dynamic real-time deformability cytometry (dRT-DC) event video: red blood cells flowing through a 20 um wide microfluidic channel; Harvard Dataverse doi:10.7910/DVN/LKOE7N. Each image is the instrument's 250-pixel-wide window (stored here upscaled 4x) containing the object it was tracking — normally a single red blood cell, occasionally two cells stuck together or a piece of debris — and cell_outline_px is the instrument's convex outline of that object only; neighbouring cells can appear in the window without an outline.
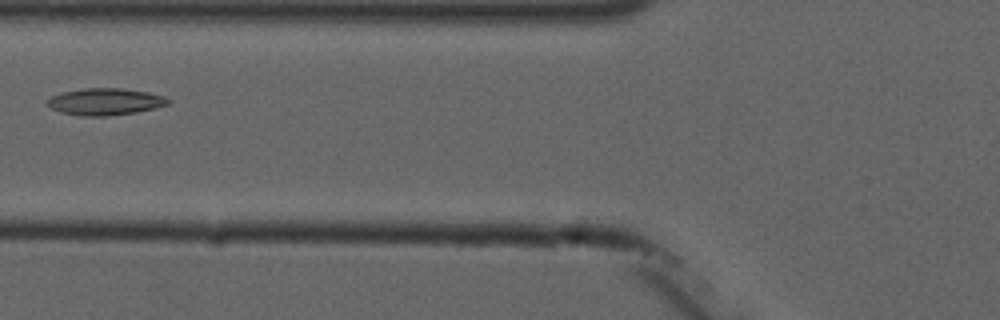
{"species": "common noctule bat (a hibernating species)", "species_latin": "Nyctalus noctula", "temperature_condition": "cold", "stored_images_in_passage": 4, "camera_frame_rate_fps": 3000, "um_per_image_px": 0.085, "animal": {"sex": "male", "forearm_length_mm": 52.5}, "frame": {"image": 1, "passage_image": 3, "time_ms": 2.333, "image_size_px": [1000, 320], "cell_outline_px": [[172, 104], [156, 108], [136, 112], [104, 116], [80, 116], [60, 112], [52, 108], [44, 100], [60, 92], [84, 88], [120, 88], [148, 92], [164, 96], [172, 100]], "centroid_in_image_um": [8.96, 8.64], "position_along_channel_um": 116.8, "area_um2": 19.13}}
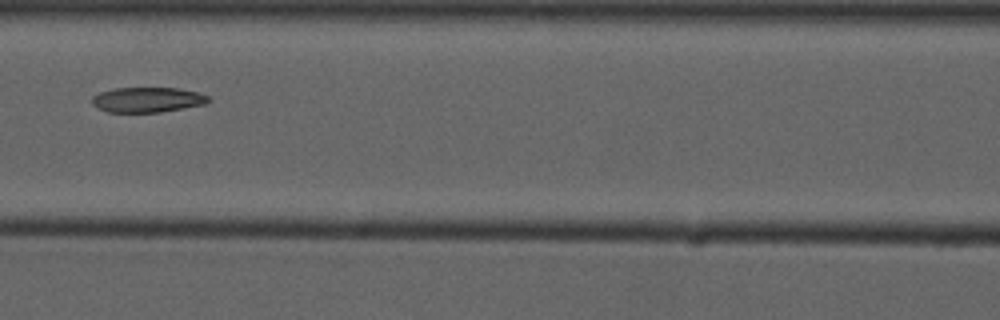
{"frame": {"image": 2, "passage_image": 4, "time_ms": 3.333, "image_size_px": [1000, 320], "cell_outline_px": [[212, 100], [204, 104], [160, 112], [108, 112], [96, 108], [92, 104], [92, 96], [100, 92], [112, 88], [180, 88], [196, 92], [208, 96]], "centroid_in_image_um": [12.5, 8.47], "position_along_channel_um": 154.1, "area_um2": 17.05}}